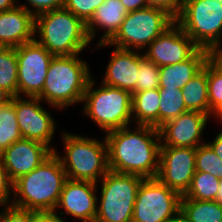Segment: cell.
<instances>
[{"label":"cell","instance_id":"cell-1","mask_svg":"<svg viewBox=\"0 0 222 222\" xmlns=\"http://www.w3.org/2000/svg\"><path fill=\"white\" fill-rule=\"evenodd\" d=\"M105 134L108 145V167L117 173L156 178L159 170L161 139L159 129L137 125Z\"/></svg>","mask_w":222,"mask_h":222},{"label":"cell","instance_id":"cell-2","mask_svg":"<svg viewBox=\"0 0 222 222\" xmlns=\"http://www.w3.org/2000/svg\"><path fill=\"white\" fill-rule=\"evenodd\" d=\"M55 150L37 168L13 183L11 205L33 212H53L59 202L66 172Z\"/></svg>","mask_w":222,"mask_h":222},{"label":"cell","instance_id":"cell-3","mask_svg":"<svg viewBox=\"0 0 222 222\" xmlns=\"http://www.w3.org/2000/svg\"><path fill=\"white\" fill-rule=\"evenodd\" d=\"M79 54L53 56L42 92L37 96L55 109L82 103L87 84L92 77L90 65Z\"/></svg>","mask_w":222,"mask_h":222},{"label":"cell","instance_id":"cell-4","mask_svg":"<svg viewBox=\"0 0 222 222\" xmlns=\"http://www.w3.org/2000/svg\"><path fill=\"white\" fill-rule=\"evenodd\" d=\"M34 34L38 36L35 40L54 56L81 55L91 44L86 24L64 7L36 16Z\"/></svg>","mask_w":222,"mask_h":222},{"label":"cell","instance_id":"cell-5","mask_svg":"<svg viewBox=\"0 0 222 222\" xmlns=\"http://www.w3.org/2000/svg\"><path fill=\"white\" fill-rule=\"evenodd\" d=\"M62 134L65 154L58 157L67 179L99 184L98 181L109 171L106 138L102 141L65 131Z\"/></svg>","mask_w":222,"mask_h":222},{"label":"cell","instance_id":"cell-6","mask_svg":"<svg viewBox=\"0 0 222 222\" xmlns=\"http://www.w3.org/2000/svg\"><path fill=\"white\" fill-rule=\"evenodd\" d=\"M90 78L82 103L83 112L104 132L130 126L132 121V93L100 83ZM95 88V89H94Z\"/></svg>","mask_w":222,"mask_h":222},{"label":"cell","instance_id":"cell-7","mask_svg":"<svg viewBox=\"0 0 222 222\" xmlns=\"http://www.w3.org/2000/svg\"><path fill=\"white\" fill-rule=\"evenodd\" d=\"M175 22L164 9L146 7L128 12L115 36L108 43L96 47L114 46L126 50H145L161 33Z\"/></svg>","mask_w":222,"mask_h":222},{"label":"cell","instance_id":"cell-8","mask_svg":"<svg viewBox=\"0 0 222 222\" xmlns=\"http://www.w3.org/2000/svg\"><path fill=\"white\" fill-rule=\"evenodd\" d=\"M175 22L199 47L216 51L222 44V2L184 0Z\"/></svg>","mask_w":222,"mask_h":222},{"label":"cell","instance_id":"cell-9","mask_svg":"<svg viewBox=\"0 0 222 222\" xmlns=\"http://www.w3.org/2000/svg\"><path fill=\"white\" fill-rule=\"evenodd\" d=\"M143 179L109 170L100 180L95 222H132L136 193Z\"/></svg>","mask_w":222,"mask_h":222},{"label":"cell","instance_id":"cell-10","mask_svg":"<svg viewBox=\"0 0 222 222\" xmlns=\"http://www.w3.org/2000/svg\"><path fill=\"white\" fill-rule=\"evenodd\" d=\"M181 195L157 178H145L136 193L132 222H165L180 211Z\"/></svg>","mask_w":222,"mask_h":222},{"label":"cell","instance_id":"cell-11","mask_svg":"<svg viewBox=\"0 0 222 222\" xmlns=\"http://www.w3.org/2000/svg\"><path fill=\"white\" fill-rule=\"evenodd\" d=\"M15 49L18 61V97H37L43 90L48 67L54 55L35 39Z\"/></svg>","mask_w":222,"mask_h":222},{"label":"cell","instance_id":"cell-12","mask_svg":"<svg viewBox=\"0 0 222 222\" xmlns=\"http://www.w3.org/2000/svg\"><path fill=\"white\" fill-rule=\"evenodd\" d=\"M195 161L196 148L161 146L156 178L183 196L196 172Z\"/></svg>","mask_w":222,"mask_h":222},{"label":"cell","instance_id":"cell-13","mask_svg":"<svg viewBox=\"0 0 222 222\" xmlns=\"http://www.w3.org/2000/svg\"><path fill=\"white\" fill-rule=\"evenodd\" d=\"M27 98V99H26ZM13 97L17 122L21 137L35 140L50 146L56 129L52 114L41 106L42 100L37 97Z\"/></svg>","mask_w":222,"mask_h":222},{"label":"cell","instance_id":"cell-14","mask_svg":"<svg viewBox=\"0 0 222 222\" xmlns=\"http://www.w3.org/2000/svg\"><path fill=\"white\" fill-rule=\"evenodd\" d=\"M144 50V55L159 67L189 59L199 47L174 22Z\"/></svg>","mask_w":222,"mask_h":222},{"label":"cell","instance_id":"cell-15","mask_svg":"<svg viewBox=\"0 0 222 222\" xmlns=\"http://www.w3.org/2000/svg\"><path fill=\"white\" fill-rule=\"evenodd\" d=\"M209 116L203 112L187 111L159 128L161 146L197 148ZM203 142V143H202Z\"/></svg>","mask_w":222,"mask_h":222},{"label":"cell","instance_id":"cell-16","mask_svg":"<svg viewBox=\"0 0 222 222\" xmlns=\"http://www.w3.org/2000/svg\"><path fill=\"white\" fill-rule=\"evenodd\" d=\"M97 183L91 181L67 179L60 194L58 208H63L60 215L68 214L82 222H95L97 216ZM96 192V193H95Z\"/></svg>","mask_w":222,"mask_h":222},{"label":"cell","instance_id":"cell-17","mask_svg":"<svg viewBox=\"0 0 222 222\" xmlns=\"http://www.w3.org/2000/svg\"><path fill=\"white\" fill-rule=\"evenodd\" d=\"M53 152L50 147L41 142L21 138L0 155L10 179L14 182L37 168Z\"/></svg>","mask_w":222,"mask_h":222},{"label":"cell","instance_id":"cell-18","mask_svg":"<svg viewBox=\"0 0 222 222\" xmlns=\"http://www.w3.org/2000/svg\"><path fill=\"white\" fill-rule=\"evenodd\" d=\"M35 17L17 5L0 12V47H18L35 39Z\"/></svg>","mask_w":222,"mask_h":222},{"label":"cell","instance_id":"cell-19","mask_svg":"<svg viewBox=\"0 0 222 222\" xmlns=\"http://www.w3.org/2000/svg\"><path fill=\"white\" fill-rule=\"evenodd\" d=\"M140 51L115 47L101 83L135 93Z\"/></svg>","mask_w":222,"mask_h":222},{"label":"cell","instance_id":"cell-20","mask_svg":"<svg viewBox=\"0 0 222 222\" xmlns=\"http://www.w3.org/2000/svg\"><path fill=\"white\" fill-rule=\"evenodd\" d=\"M128 11L120 0H105L95 11L93 17L86 24V31L90 41L96 36V30L104 29L98 44L108 43L119 30Z\"/></svg>","mask_w":222,"mask_h":222},{"label":"cell","instance_id":"cell-21","mask_svg":"<svg viewBox=\"0 0 222 222\" xmlns=\"http://www.w3.org/2000/svg\"><path fill=\"white\" fill-rule=\"evenodd\" d=\"M210 51L199 48L189 59L159 67V89H182L209 60Z\"/></svg>","mask_w":222,"mask_h":222},{"label":"cell","instance_id":"cell-22","mask_svg":"<svg viewBox=\"0 0 222 222\" xmlns=\"http://www.w3.org/2000/svg\"><path fill=\"white\" fill-rule=\"evenodd\" d=\"M160 93L158 89L132 94V119L136 125L159 129Z\"/></svg>","mask_w":222,"mask_h":222},{"label":"cell","instance_id":"cell-23","mask_svg":"<svg viewBox=\"0 0 222 222\" xmlns=\"http://www.w3.org/2000/svg\"><path fill=\"white\" fill-rule=\"evenodd\" d=\"M182 94L188 111L203 112L209 116L207 62L182 88Z\"/></svg>","mask_w":222,"mask_h":222},{"label":"cell","instance_id":"cell-24","mask_svg":"<svg viewBox=\"0 0 222 222\" xmlns=\"http://www.w3.org/2000/svg\"><path fill=\"white\" fill-rule=\"evenodd\" d=\"M180 211L188 222H222V205L216 201L181 199Z\"/></svg>","mask_w":222,"mask_h":222},{"label":"cell","instance_id":"cell-25","mask_svg":"<svg viewBox=\"0 0 222 222\" xmlns=\"http://www.w3.org/2000/svg\"><path fill=\"white\" fill-rule=\"evenodd\" d=\"M0 87L18 96V61L14 47H0Z\"/></svg>","mask_w":222,"mask_h":222},{"label":"cell","instance_id":"cell-26","mask_svg":"<svg viewBox=\"0 0 222 222\" xmlns=\"http://www.w3.org/2000/svg\"><path fill=\"white\" fill-rule=\"evenodd\" d=\"M220 179L210 173L196 171L192 177L189 189L181 199H194L202 201H214Z\"/></svg>","mask_w":222,"mask_h":222},{"label":"cell","instance_id":"cell-27","mask_svg":"<svg viewBox=\"0 0 222 222\" xmlns=\"http://www.w3.org/2000/svg\"><path fill=\"white\" fill-rule=\"evenodd\" d=\"M159 128L166 122L187 112L182 89H159Z\"/></svg>","mask_w":222,"mask_h":222},{"label":"cell","instance_id":"cell-28","mask_svg":"<svg viewBox=\"0 0 222 222\" xmlns=\"http://www.w3.org/2000/svg\"><path fill=\"white\" fill-rule=\"evenodd\" d=\"M21 138L12 97L11 101L0 107V154Z\"/></svg>","mask_w":222,"mask_h":222},{"label":"cell","instance_id":"cell-29","mask_svg":"<svg viewBox=\"0 0 222 222\" xmlns=\"http://www.w3.org/2000/svg\"><path fill=\"white\" fill-rule=\"evenodd\" d=\"M159 66L140 51V63L135 93L159 88Z\"/></svg>","mask_w":222,"mask_h":222},{"label":"cell","instance_id":"cell-30","mask_svg":"<svg viewBox=\"0 0 222 222\" xmlns=\"http://www.w3.org/2000/svg\"><path fill=\"white\" fill-rule=\"evenodd\" d=\"M195 169L222 179V160L207 143L196 148Z\"/></svg>","mask_w":222,"mask_h":222},{"label":"cell","instance_id":"cell-31","mask_svg":"<svg viewBox=\"0 0 222 222\" xmlns=\"http://www.w3.org/2000/svg\"><path fill=\"white\" fill-rule=\"evenodd\" d=\"M208 101L210 111L222 101V72L210 61H207Z\"/></svg>","mask_w":222,"mask_h":222},{"label":"cell","instance_id":"cell-32","mask_svg":"<svg viewBox=\"0 0 222 222\" xmlns=\"http://www.w3.org/2000/svg\"><path fill=\"white\" fill-rule=\"evenodd\" d=\"M105 0H63V7L87 24Z\"/></svg>","mask_w":222,"mask_h":222},{"label":"cell","instance_id":"cell-33","mask_svg":"<svg viewBox=\"0 0 222 222\" xmlns=\"http://www.w3.org/2000/svg\"><path fill=\"white\" fill-rule=\"evenodd\" d=\"M2 210V211H1ZM32 211L13 205L0 207V222H30Z\"/></svg>","mask_w":222,"mask_h":222},{"label":"cell","instance_id":"cell-34","mask_svg":"<svg viewBox=\"0 0 222 222\" xmlns=\"http://www.w3.org/2000/svg\"><path fill=\"white\" fill-rule=\"evenodd\" d=\"M28 4H20L28 10L34 17L55 9L63 7V0H25ZM32 8H29L28 6Z\"/></svg>","mask_w":222,"mask_h":222},{"label":"cell","instance_id":"cell-35","mask_svg":"<svg viewBox=\"0 0 222 222\" xmlns=\"http://www.w3.org/2000/svg\"><path fill=\"white\" fill-rule=\"evenodd\" d=\"M13 181L10 179L7 170L3 165V161L0 155V207L11 205L13 199ZM11 197V198H10Z\"/></svg>","mask_w":222,"mask_h":222},{"label":"cell","instance_id":"cell-36","mask_svg":"<svg viewBox=\"0 0 222 222\" xmlns=\"http://www.w3.org/2000/svg\"><path fill=\"white\" fill-rule=\"evenodd\" d=\"M183 2L184 0H147L148 6L164 9L174 18L179 15Z\"/></svg>","mask_w":222,"mask_h":222},{"label":"cell","instance_id":"cell-37","mask_svg":"<svg viewBox=\"0 0 222 222\" xmlns=\"http://www.w3.org/2000/svg\"><path fill=\"white\" fill-rule=\"evenodd\" d=\"M57 212H33L30 222H65Z\"/></svg>","mask_w":222,"mask_h":222},{"label":"cell","instance_id":"cell-38","mask_svg":"<svg viewBox=\"0 0 222 222\" xmlns=\"http://www.w3.org/2000/svg\"><path fill=\"white\" fill-rule=\"evenodd\" d=\"M128 12L148 7L147 0H120Z\"/></svg>","mask_w":222,"mask_h":222},{"label":"cell","instance_id":"cell-39","mask_svg":"<svg viewBox=\"0 0 222 222\" xmlns=\"http://www.w3.org/2000/svg\"><path fill=\"white\" fill-rule=\"evenodd\" d=\"M207 144L213 149L215 154L222 160V129L219 131L217 136H215L212 142H207Z\"/></svg>","mask_w":222,"mask_h":222},{"label":"cell","instance_id":"cell-40","mask_svg":"<svg viewBox=\"0 0 222 222\" xmlns=\"http://www.w3.org/2000/svg\"><path fill=\"white\" fill-rule=\"evenodd\" d=\"M209 60L222 72V47L220 46L216 51H211Z\"/></svg>","mask_w":222,"mask_h":222},{"label":"cell","instance_id":"cell-41","mask_svg":"<svg viewBox=\"0 0 222 222\" xmlns=\"http://www.w3.org/2000/svg\"><path fill=\"white\" fill-rule=\"evenodd\" d=\"M19 0H0V12L14 8Z\"/></svg>","mask_w":222,"mask_h":222},{"label":"cell","instance_id":"cell-42","mask_svg":"<svg viewBox=\"0 0 222 222\" xmlns=\"http://www.w3.org/2000/svg\"><path fill=\"white\" fill-rule=\"evenodd\" d=\"M214 116L217 120L219 119L222 122V101L219 102L209 114V117Z\"/></svg>","mask_w":222,"mask_h":222},{"label":"cell","instance_id":"cell-43","mask_svg":"<svg viewBox=\"0 0 222 222\" xmlns=\"http://www.w3.org/2000/svg\"><path fill=\"white\" fill-rule=\"evenodd\" d=\"M12 96L0 87V107L11 101Z\"/></svg>","mask_w":222,"mask_h":222},{"label":"cell","instance_id":"cell-44","mask_svg":"<svg viewBox=\"0 0 222 222\" xmlns=\"http://www.w3.org/2000/svg\"><path fill=\"white\" fill-rule=\"evenodd\" d=\"M165 222H188L187 218L179 211L174 217L167 219Z\"/></svg>","mask_w":222,"mask_h":222},{"label":"cell","instance_id":"cell-45","mask_svg":"<svg viewBox=\"0 0 222 222\" xmlns=\"http://www.w3.org/2000/svg\"><path fill=\"white\" fill-rule=\"evenodd\" d=\"M214 201L222 205V179H220V185L217 190V195Z\"/></svg>","mask_w":222,"mask_h":222}]
</instances>
